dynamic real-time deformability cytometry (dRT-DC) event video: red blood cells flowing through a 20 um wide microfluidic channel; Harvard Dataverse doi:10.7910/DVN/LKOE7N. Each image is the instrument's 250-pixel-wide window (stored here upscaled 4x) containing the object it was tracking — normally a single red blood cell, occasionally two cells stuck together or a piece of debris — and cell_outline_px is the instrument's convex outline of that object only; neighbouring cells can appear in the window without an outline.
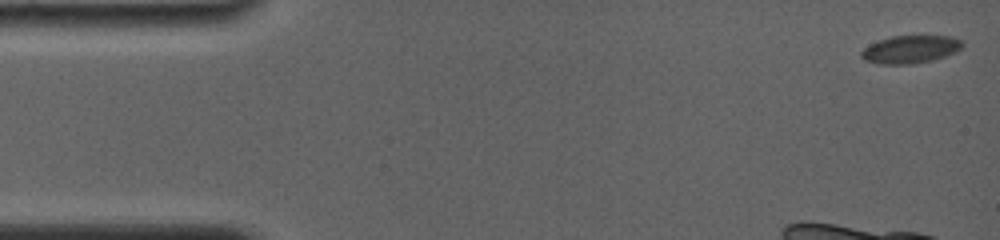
{"species": "common noctule bat (a hibernating species)", "species_latin": "Nyctalus noctula", "temperature_condition": "room temperature", "stored_images_in_passage": 7, "camera_frame_rate_fps": 4000, "um_per_image_px": 0.085, "animal": {"sex": "female", "body_mass_g": 19.0, "forearm_length_mm": 56.7}, "frame": {"image": 1, "passage_image": 1, "time_ms": 0.0, "image_size_px": [1000, 240], "cell_outline_px": [[964, 44], [960, 48], [944, 56], [932, 60], [912, 64], [880, 64], [864, 60], [860, 56], [860, 52], [864, 48], [880, 40], [892, 36], [952, 36], [960, 40]], "centroid_in_image_um": [77.35, 4.2], "position_along_channel_um": 7.7, "area_um2": 16.13}}